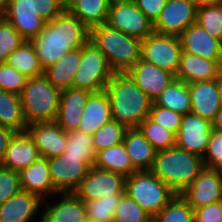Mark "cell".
<instances>
[{
	"mask_svg": "<svg viewBox=\"0 0 222 222\" xmlns=\"http://www.w3.org/2000/svg\"><path fill=\"white\" fill-rule=\"evenodd\" d=\"M212 129L222 133V107L216 114L215 119L212 121Z\"/></svg>",
	"mask_w": 222,
	"mask_h": 222,
	"instance_id": "50",
	"label": "cell"
},
{
	"mask_svg": "<svg viewBox=\"0 0 222 222\" xmlns=\"http://www.w3.org/2000/svg\"><path fill=\"white\" fill-rule=\"evenodd\" d=\"M149 117L153 121L173 132L175 135L180 129L182 115L170 110L169 108L158 106L154 102L150 109Z\"/></svg>",
	"mask_w": 222,
	"mask_h": 222,
	"instance_id": "43",
	"label": "cell"
},
{
	"mask_svg": "<svg viewBox=\"0 0 222 222\" xmlns=\"http://www.w3.org/2000/svg\"><path fill=\"white\" fill-rule=\"evenodd\" d=\"M61 90L43 74L27 79L20 98L28 125L55 121L60 103Z\"/></svg>",
	"mask_w": 222,
	"mask_h": 222,
	"instance_id": "5",
	"label": "cell"
},
{
	"mask_svg": "<svg viewBox=\"0 0 222 222\" xmlns=\"http://www.w3.org/2000/svg\"><path fill=\"white\" fill-rule=\"evenodd\" d=\"M207 168L222 170V133L212 129L207 149L203 155Z\"/></svg>",
	"mask_w": 222,
	"mask_h": 222,
	"instance_id": "45",
	"label": "cell"
},
{
	"mask_svg": "<svg viewBox=\"0 0 222 222\" xmlns=\"http://www.w3.org/2000/svg\"><path fill=\"white\" fill-rule=\"evenodd\" d=\"M9 0H0V19L5 18Z\"/></svg>",
	"mask_w": 222,
	"mask_h": 222,
	"instance_id": "51",
	"label": "cell"
},
{
	"mask_svg": "<svg viewBox=\"0 0 222 222\" xmlns=\"http://www.w3.org/2000/svg\"><path fill=\"white\" fill-rule=\"evenodd\" d=\"M48 166L53 187L59 193L74 192L91 168L81 157L64 154L48 159Z\"/></svg>",
	"mask_w": 222,
	"mask_h": 222,
	"instance_id": "12",
	"label": "cell"
},
{
	"mask_svg": "<svg viewBox=\"0 0 222 222\" xmlns=\"http://www.w3.org/2000/svg\"><path fill=\"white\" fill-rule=\"evenodd\" d=\"M136 6L154 24L160 16L167 0H132Z\"/></svg>",
	"mask_w": 222,
	"mask_h": 222,
	"instance_id": "48",
	"label": "cell"
},
{
	"mask_svg": "<svg viewBox=\"0 0 222 222\" xmlns=\"http://www.w3.org/2000/svg\"><path fill=\"white\" fill-rule=\"evenodd\" d=\"M21 188L24 191L34 193L42 200L57 196L59 193L51 182L48 159L40 157L29 167L19 171Z\"/></svg>",
	"mask_w": 222,
	"mask_h": 222,
	"instance_id": "22",
	"label": "cell"
},
{
	"mask_svg": "<svg viewBox=\"0 0 222 222\" xmlns=\"http://www.w3.org/2000/svg\"><path fill=\"white\" fill-rule=\"evenodd\" d=\"M114 222H152V217L126 194L116 208Z\"/></svg>",
	"mask_w": 222,
	"mask_h": 222,
	"instance_id": "40",
	"label": "cell"
},
{
	"mask_svg": "<svg viewBox=\"0 0 222 222\" xmlns=\"http://www.w3.org/2000/svg\"><path fill=\"white\" fill-rule=\"evenodd\" d=\"M91 93L89 90L73 87L61 90L55 122L65 132L78 130L82 113Z\"/></svg>",
	"mask_w": 222,
	"mask_h": 222,
	"instance_id": "16",
	"label": "cell"
},
{
	"mask_svg": "<svg viewBox=\"0 0 222 222\" xmlns=\"http://www.w3.org/2000/svg\"><path fill=\"white\" fill-rule=\"evenodd\" d=\"M197 7L191 0H167L153 24L154 32L180 36L187 27L196 23Z\"/></svg>",
	"mask_w": 222,
	"mask_h": 222,
	"instance_id": "11",
	"label": "cell"
},
{
	"mask_svg": "<svg viewBox=\"0 0 222 222\" xmlns=\"http://www.w3.org/2000/svg\"><path fill=\"white\" fill-rule=\"evenodd\" d=\"M179 37L183 51L207 60H222V42L197 23L187 27Z\"/></svg>",
	"mask_w": 222,
	"mask_h": 222,
	"instance_id": "20",
	"label": "cell"
},
{
	"mask_svg": "<svg viewBox=\"0 0 222 222\" xmlns=\"http://www.w3.org/2000/svg\"><path fill=\"white\" fill-rule=\"evenodd\" d=\"M180 195L193 209L222 201V171L205 167Z\"/></svg>",
	"mask_w": 222,
	"mask_h": 222,
	"instance_id": "14",
	"label": "cell"
},
{
	"mask_svg": "<svg viewBox=\"0 0 222 222\" xmlns=\"http://www.w3.org/2000/svg\"><path fill=\"white\" fill-rule=\"evenodd\" d=\"M81 62V48L64 54L58 62L44 69V75L58 89L71 88Z\"/></svg>",
	"mask_w": 222,
	"mask_h": 222,
	"instance_id": "28",
	"label": "cell"
},
{
	"mask_svg": "<svg viewBox=\"0 0 222 222\" xmlns=\"http://www.w3.org/2000/svg\"><path fill=\"white\" fill-rule=\"evenodd\" d=\"M60 200L55 203L45 204L40 221L38 222H88L85 202L74 192L58 193ZM62 195V196H61Z\"/></svg>",
	"mask_w": 222,
	"mask_h": 222,
	"instance_id": "18",
	"label": "cell"
},
{
	"mask_svg": "<svg viewBox=\"0 0 222 222\" xmlns=\"http://www.w3.org/2000/svg\"><path fill=\"white\" fill-rule=\"evenodd\" d=\"M217 89H218V93H219L220 103L222 106V72L219 75V77L217 78Z\"/></svg>",
	"mask_w": 222,
	"mask_h": 222,
	"instance_id": "52",
	"label": "cell"
},
{
	"mask_svg": "<svg viewBox=\"0 0 222 222\" xmlns=\"http://www.w3.org/2000/svg\"><path fill=\"white\" fill-rule=\"evenodd\" d=\"M158 106L169 108L181 115L191 112V100L188 84L174 79L154 100Z\"/></svg>",
	"mask_w": 222,
	"mask_h": 222,
	"instance_id": "33",
	"label": "cell"
},
{
	"mask_svg": "<svg viewBox=\"0 0 222 222\" xmlns=\"http://www.w3.org/2000/svg\"><path fill=\"white\" fill-rule=\"evenodd\" d=\"M188 88L191 112L212 122L222 107L217 89V79L188 84Z\"/></svg>",
	"mask_w": 222,
	"mask_h": 222,
	"instance_id": "24",
	"label": "cell"
},
{
	"mask_svg": "<svg viewBox=\"0 0 222 222\" xmlns=\"http://www.w3.org/2000/svg\"><path fill=\"white\" fill-rule=\"evenodd\" d=\"M0 125L15 132H26L27 122L20 95L0 90Z\"/></svg>",
	"mask_w": 222,
	"mask_h": 222,
	"instance_id": "31",
	"label": "cell"
},
{
	"mask_svg": "<svg viewBox=\"0 0 222 222\" xmlns=\"http://www.w3.org/2000/svg\"><path fill=\"white\" fill-rule=\"evenodd\" d=\"M31 6L45 22L53 20L67 9L66 0H31Z\"/></svg>",
	"mask_w": 222,
	"mask_h": 222,
	"instance_id": "46",
	"label": "cell"
},
{
	"mask_svg": "<svg viewBox=\"0 0 222 222\" xmlns=\"http://www.w3.org/2000/svg\"><path fill=\"white\" fill-rule=\"evenodd\" d=\"M104 54L92 41L81 47V62L73 80V88L100 92L113 75Z\"/></svg>",
	"mask_w": 222,
	"mask_h": 222,
	"instance_id": "7",
	"label": "cell"
},
{
	"mask_svg": "<svg viewBox=\"0 0 222 222\" xmlns=\"http://www.w3.org/2000/svg\"><path fill=\"white\" fill-rule=\"evenodd\" d=\"M152 222H195L194 209L180 194H176L162 211L152 218Z\"/></svg>",
	"mask_w": 222,
	"mask_h": 222,
	"instance_id": "36",
	"label": "cell"
},
{
	"mask_svg": "<svg viewBox=\"0 0 222 222\" xmlns=\"http://www.w3.org/2000/svg\"><path fill=\"white\" fill-rule=\"evenodd\" d=\"M222 72V60H207L182 51L175 78L186 84L214 80Z\"/></svg>",
	"mask_w": 222,
	"mask_h": 222,
	"instance_id": "19",
	"label": "cell"
},
{
	"mask_svg": "<svg viewBox=\"0 0 222 222\" xmlns=\"http://www.w3.org/2000/svg\"><path fill=\"white\" fill-rule=\"evenodd\" d=\"M107 24L141 40L154 32L153 23L132 0H111Z\"/></svg>",
	"mask_w": 222,
	"mask_h": 222,
	"instance_id": "9",
	"label": "cell"
},
{
	"mask_svg": "<svg viewBox=\"0 0 222 222\" xmlns=\"http://www.w3.org/2000/svg\"><path fill=\"white\" fill-rule=\"evenodd\" d=\"M136 85L153 101L174 80L175 75L140 59L128 72Z\"/></svg>",
	"mask_w": 222,
	"mask_h": 222,
	"instance_id": "17",
	"label": "cell"
},
{
	"mask_svg": "<svg viewBox=\"0 0 222 222\" xmlns=\"http://www.w3.org/2000/svg\"><path fill=\"white\" fill-rule=\"evenodd\" d=\"M81 117L78 130L91 135L112 120L110 101L104 90L90 94Z\"/></svg>",
	"mask_w": 222,
	"mask_h": 222,
	"instance_id": "26",
	"label": "cell"
},
{
	"mask_svg": "<svg viewBox=\"0 0 222 222\" xmlns=\"http://www.w3.org/2000/svg\"><path fill=\"white\" fill-rule=\"evenodd\" d=\"M41 205L39 196L21 190L0 205V222H31Z\"/></svg>",
	"mask_w": 222,
	"mask_h": 222,
	"instance_id": "23",
	"label": "cell"
},
{
	"mask_svg": "<svg viewBox=\"0 0 222 222\" xmlns=\"http://www.w3.org/2000/svg\"><path fill=\"white\" fill-rule=\"evenodd\" d=\"M21 190L19 172L0 165V205Z\"/></svg>",
	"mask_w": 222,
	"mask_h": 222,
	"instance_id": "44",
	"label": "cell"
},
{
	"mask_svg": "<svg viewBox=\"0 0 222 222\" xmlns=\"http://www.w3.org/2000/svg\"><path fill=\"white\" fill-rule=\"evenodd\" d=\"M179 36L153 32L141 41V59L176 76L182 54Z\"/></svg>",
	"mask_w": 222,
	"mask_h": 222,
	"instance_id": "8",
	"label": "cell"
},
{
	"mask_svg": "<svg viewBox=\"0 0 222 222\" xmlns=\"http://www.w3.org/2000/svg\"><path fill=\"white\" fill-rule=\"evenodd\" d=\"M90 38V29L67 9L46 22L31 42L43 69L56 63L64 54L81 48Z\"/></svg>",
	"mask_w": 222,
	"mask_h": 222,
	"instance_id": "1",
	"label": "cell"
},
{
	"mask_svg": "<svg viewBox=\"0 0 222 222\" xmlns=\"http://www.w3.org/2000/svg\"><path fill=\"white\" fill-rule=\"evenodd\" d=\"M125 177L92 166L74 193L83 201L124 195Z\"/></svg>",
	"mask_w": 222,
	"mask_h": 222,
	"instance_id": "10",
	"label": "cell"
},
{
	"mask_svg": "<svg viewBox=\"0 0 222 222\" xmlns=\"http://www.w3.org/2000/svg\"><path fill=\"white\" fill-rule=\"evenodd\" d=\"M204 168L202 157L174 146L156 152L150 171L180 194Z\"/></svg>",
	"mask_w": 222,
	"mask_h": 222,
	"instance_id": "4",
	"label": "cell"
},
{
	"mask_svg": "<svg viewBox=\"0 0 222 222\" xmlns=\"http://www.w3.org/2000/svg\"><path fill=\"white\" fill-rule=\"evenodd\" d=\"M191 1H193L197 6H199V5H204V4L217 3L221 0H191Z\"/></svg>",
	"mask_w": 222,
	"mask_h": 222,
	"instance_id": "53",
	"label": "cell"
},
{
	"mask_svg": "<svg viewBox=\"0 0 222 222\" xmlns=\"http://www.w3.org/2000/svg\"><path fill=\"white\" fill-rule=\"evenodd\" d=\"M25 39L5 19H0V62H6L10 53L17 49Z\"/></svg>",
	"mask_w": 222,
	"mask_h": 222,
	"instance_id": "41",
	"label": "cell"
},
{
	"mask_svg": "<svg viewBox=\"0 0 222 222\" xmlns=\"http://www.w3.org/2000/svg\"><path fill=\"white\" fill-rule=\"evenodd\" d=\"M15 133L13 129L0 125V163L4 159L9 141Z\"/></svg>",
	"mask_w": 222,
	"mask_h": 222,
	"instance_id": "49",
	"label": "cell"
},
{
	"mask_svg": "<svg viewBox=\"0 0 222 222\" xmlns=\"http://www.w3.org/2000/svg\"><path fill=\"white\" fill-rule=\"evenodd\" d=\"M138 128L156 151L175 146V134L153 121L149 116L138 125Z\"/></svg>",
	"mask_w": 222,
	"mask_h": 222,
	"instance_id": "37",
	"label": "cell"
},
{
	"mask_svg": "<svg viewBox=\"0 0 222 222\" xmlns=\"http://www.w3.org/2000/svg\"><path fill=\"white\" fill-rule=\"evenodd\" d=\"M68 142L65 156L81 157L90 167L94 165L96 152L91 134L75 130L67 132Z\"/></svg>",
	"mask_w": 222,
	"mask_h": 222,
	"instance_id": "34",
	"label": "cell"
},
{
	"mask_svg": "<svg viewBox=\"0 0 222 222\" xmlns=\"http://www.w3.org/2000/svg\"><path fill=\"white\" fill-rule=\"evenodd\" d=\"M124 192L152 218L177 194L150 170L135 171L125 177Z\"/></svg>",
	"mask_w": 222,
	"mask_h": 222,
	"instance_id": "6",
	"label": "cell"
},
{
	"mask_svg": "<svg viewBox=\"0 0 222 222\" xmlns=\"http://www.w3.org/2000/svg\"><path fill=\"white\" fill-rule=\"evenodd\" d=\"M90 41L101 50L114 73L128 72L141 59V39L107 23L90 29Z\"/></svg>",
	"mask_w": 222,
	"mask_h": 222,
	"instance_id": "3",
	"label": "cell"
},
{
	"mask_svg": "<svg viewBox=\"0 0 222 222\" xmlns=\"http://www.w3.org/2000/svg\"><path fill=\"white\" fill-rule=\"evenodd\" d=\"M195 222H222V201L194 209Z\"/></svg>",
	"mask_w": 222,
	"mask_h": 222,
	"instance_id": "47",
	"label": "cell"
},
{
	"mask_svg": "<svg viewBox=\"0 0 222 222\" xmlns=\"http://www.w3.org/2000/svg\"><path fill=\"white\" fill-rule=\"evenodd\" d=\"M27 79L7 62H0V90L20 95Z\"/></svg>",
	"mask_w": 222,
	"mask_h": 222,
	"instance_id": "42",
	"label": "cell"
},
{
	"mask_svg": "<svg viewBox=\"0 0 222 222\" xmlns=\"http://www.w3.org/2000/svg\"><path fill=\"white\" fill-rule=\"evenodd\" d=\"M111 0H66L67 10L89 29L107 23Z\"/></svg>",
	"mask_w": 222,
	"mask_h": 222,
	"instance_id": "29",
	"label": "cell"
},
{
	"mask_svg": "<svg viewBox=\"0 0 222 222\" xmlns=\"http://www.w3.org/2000/svg\"><path fill=\"white\" fill-rule=\"evenodd\" d=\"M39 151L27 132H16L10 139L2 167L20 171L40 158Z\"/></svg>",
	"mask_w": 222,
	"mask_h": 222,
	"instance_id": "25",
	"label": "cell"
},
{
	"mask_svg": "<svg viewBox=\"0 0 222 222\" xmlns=\"http://www.w3.org/2000/svg\"><path fill=\"white\" fill-rule=\"evenodd\" d=\"M123 195L84 201L88 222H114L116 208Z\"/></svg>",
	"mask_w": 222,
	"mask_h": 222,
	"instance_id": "38",
	"label": "cell"
},
{
	"mask_svg": "<svg viewBox=\"0 0 222 222\" xmlns=\"http://www.w3.org/2000/svg\"><path fill=\"white\" fill-rule=\"evenodd\" d=\"M212 122L192 112L182 115L175 146L203 158L207 149Z\"/></svg>",
	"mask_w": 222,
	"mask_h": 222,
	"instance_id": "13",
	"label": "cell"
},
{
	"mask_svg": "<svg viewBox=\"0 0 222 222\" xmlns=\"http://www.w3.org/2000/svg\"><path fill=\"white\" fill-rule=\"evenodd\" d=\"M26 132L43 158L57 157L65 152L68 137L55 121L37 122L27 126Z\"/></svg>",
	"mask_w": 222,
	"mask_h": 222,
	"instance_id": "15",
	"label": "cell"
},
{
	"mask_svg": "<svg viewBox=\"0 0 222 222\" xmlns=\"http://www.w3.org/2000/svg\"><path fill=\"white\" fill-rule=\"evenodd\" d=\"M94 167L127 177L137 171L127 154L125 145L117 144L96 153Z\"/></svg>",
	"mask_w": 222,
	"mask_h": 222,
	"instance_id": "30",
	"label": "cell"
},
{
	"mask_svg": "<svg viewBox=\"0 0 222 222\" xmlns=\"http://www.w3.org/2000/svg\"><path fill=\"white\" fill-rule=\"evenodd\" d=\"M196 23L222 42V0L197 7Z\"/></svg>",
	"mask_w": 222,
	"mask_h": 222,
	"instance_id": "35",
	"label": "cell"
},
{
	"mask_svg": "<svg viewBox=\"0 0 222 222\" xmlns=\"http://www.w3.org/2000/svg\"><path fill=\"white\" fill-rule=\"evenodd\" d=\"M6 62L28 79L44 74V69L39 62L36 49L31 41L25 40L10 53Z\"/></svg>",
	"mask_w": 222,
	"mask_h": 222,
	"instance_id": "32",
	"label": "cell"
},
{
	"mask_svg": "<svg viewBox=\"0 0 222 222\" xmlns=\"http://www.w3.org/2000/svg\"><path fill=\"white\" fill-rule=\"evenodd\" d=\"M5 19L27 41L36 37L46 23L32 9L31 0H9Z\"/></svg>",
	"mask_w": 222,
	"mask_h": 222,
	"instance_id": "21",
	"label": "cell"
},
{
	"mask_svg": "<svg viewBox=\"0 0 222 222\" xmlns=\"http://www.w3.org/2000/svg\"><path fill=\"white\" fill-rule=\"evenodd\" d=\"M127 127L116 120L104 124L93 136V145L95 152L110 148L117 144H122Z\"/></svg>",
	"mask_w": 222,
	"mask_h": 222,
	"instance_id": "39",
	"label": "cell"
},
{
	"mask_svg": "<svg viewBox=\"0 0 222 222\" xmlns=\"http://www.w3.org/2000/svg\"><path fill=\"white\" fill-rule=\"evenodd\" d=\"M123 144L137 171L151 170L157 151L138 127L127 129Z\"/></svg>",
	"mask_w": 222,
	"mask_h": 222,
	"instance_id": "27",
	"label": "cell"
},
{
	"mask_svg": "<svg viewBox=\"0 0 222 222\" xmlns=\"http://www.w3.org/2000/svg\"><path fill=\"white\" fill-rule=\"evenodd\" d=\"M112 120L127 128H136L148 116L153 100L147 96L126 73H113L106 84Z\"/></svg>",
	"mask_w": 222,
	"mask_h": 222,
	"instance_id": "2",
	"label": "cell"
}]
</instances>
